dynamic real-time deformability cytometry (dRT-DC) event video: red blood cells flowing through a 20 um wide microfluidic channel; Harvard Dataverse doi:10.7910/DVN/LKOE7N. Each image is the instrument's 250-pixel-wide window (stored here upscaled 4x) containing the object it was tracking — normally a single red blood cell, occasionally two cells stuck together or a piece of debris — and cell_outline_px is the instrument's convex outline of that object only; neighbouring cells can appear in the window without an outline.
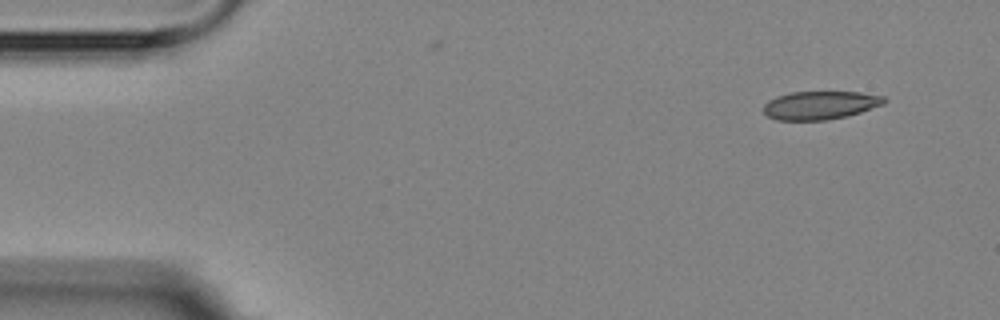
{"species": "Egyptian fruit bat (a non-hibernating species)", "species_latin": "Rousettus aegyptiacus", "temperature_condition": "room temperature", "stored_images_in_passage": 2, "camera_frame_rate_fps": 3000, "um_per_image_px": 0.085, "animal": {"sex": "female"}, "frame": {"image": 1, "passage_image": 1, "time_ms": 0.0, "image_size_px": [1000, 320], "cell_outline_px": [[888, 100], [884, 104], [848, 116], [828, 120], [776, 120], [768, 116], [764, 112], [764, 104], [768, 100], [776, 96], [792, 92], [860, 92], [884, 96]], "centroid_in_image_um": [69.73, 8.94], "position_along_channel_um": 15.3, "area_um2": 20.0}}